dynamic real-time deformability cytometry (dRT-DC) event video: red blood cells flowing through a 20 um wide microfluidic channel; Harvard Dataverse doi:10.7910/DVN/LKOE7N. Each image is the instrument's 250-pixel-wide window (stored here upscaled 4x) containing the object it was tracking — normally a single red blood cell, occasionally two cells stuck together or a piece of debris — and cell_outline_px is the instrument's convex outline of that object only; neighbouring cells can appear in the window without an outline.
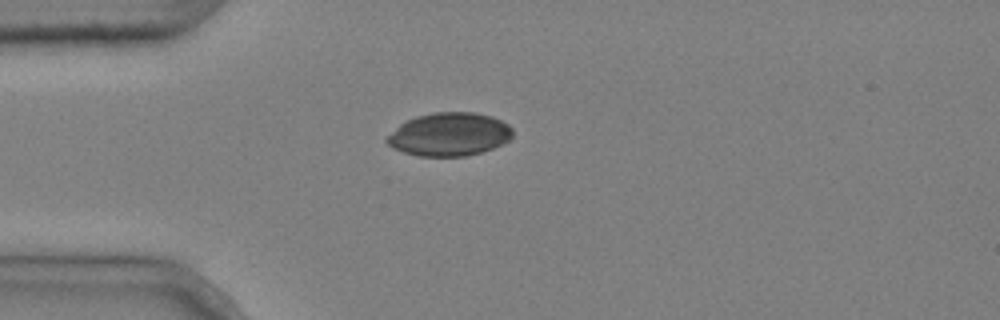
{"species": "common noctule bat (a hibernating species)", "species_latin": "Nyctalus noctula", "temperature_condition": "cold", "stored_images_in_passage": 1, "camera_frame_rate_fps": 3000, "um_per_image_px": 0.085, "animal": {"sex": "male", "body_mass_g": 20.4}, "frame": {"image": 1, "passage_image": 1, "time_ms": 0.0, "image_size_px": [1000, 320], "cell_outline_px": [[512, 136], [508, 140], [492, 148], [480, 152], [464, 156], [416, 156], [392, 148], [384, 140], [400, 124], [416, 116], [436, 112], [472, 112], [492, 116], [508, 124], [512, 128]], "centroid_in_image_um": [38.18, 11.42], "position_along_channel_um": 46.8, "area_um2": 31.5}}